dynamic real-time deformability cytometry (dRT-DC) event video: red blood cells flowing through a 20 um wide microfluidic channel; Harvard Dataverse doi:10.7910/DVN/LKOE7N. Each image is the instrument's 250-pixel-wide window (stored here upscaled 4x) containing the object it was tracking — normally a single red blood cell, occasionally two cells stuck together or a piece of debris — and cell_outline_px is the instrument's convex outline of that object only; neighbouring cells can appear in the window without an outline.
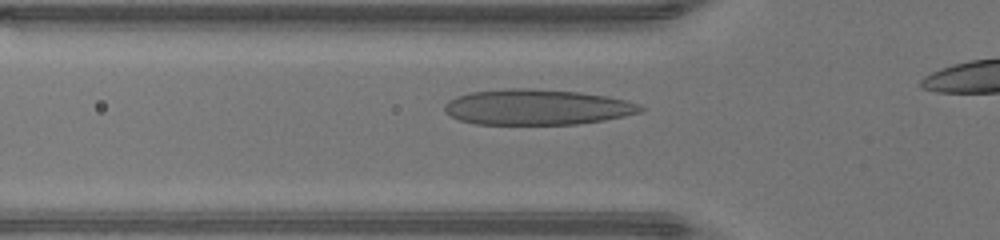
{"species": "human", "species_latin": "Homo sapiens", "temperature_condition": "warm", "stored_images_in_passage": 10, "camera_frame_rate_fps": 3000, "um_per_image_px": 0.085, "donor": {"sex": "male"}, "frame": {"image": 1, "passage_image": 5, "time_ms": 1.333, "image_size_px": [1000, 240], "cell_outline_px": [[644, 108], [640, 112], [624, 116], [604, 120], [576, 124], [476, 124], [460, 120], [444, 112], [444, 104], [448, 100], [456, 96], [468, 92], [504, 88], [528, 88], [580, 92], [608, 96], [628, 100], [640, 104]], "centroid_in_image_um": [45.63, 9.09], "position_along_channel_um": 80.2, "area_um2": 40.86}}
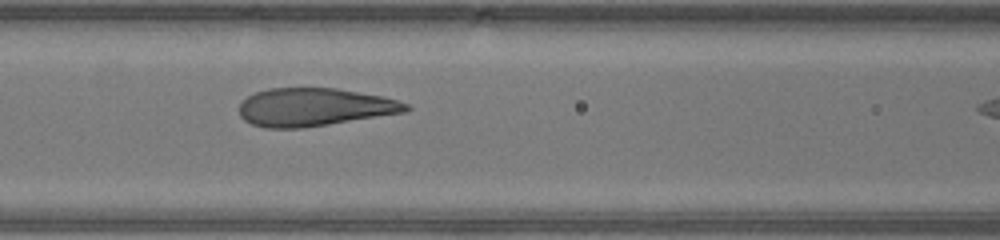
{"frame": {"image": 2, "passage_image": 9, "time_ms": 2.667, "image_size_px": [1000, 240], "cell_outline_px": [[412, 108], [408, 112], [328, 124], [300, 128], [264, 128], [252, 124], [244, 120], [240, 116], [240, 104], [248, 96], [256, 92], [268, 88], [336, 88], [380, 96], [396, 100], [408, 104]], "centroid_in_image_um": [26.72, 9.11], "position_along_channel_um": 139.9, "area_um2": 36.82}}